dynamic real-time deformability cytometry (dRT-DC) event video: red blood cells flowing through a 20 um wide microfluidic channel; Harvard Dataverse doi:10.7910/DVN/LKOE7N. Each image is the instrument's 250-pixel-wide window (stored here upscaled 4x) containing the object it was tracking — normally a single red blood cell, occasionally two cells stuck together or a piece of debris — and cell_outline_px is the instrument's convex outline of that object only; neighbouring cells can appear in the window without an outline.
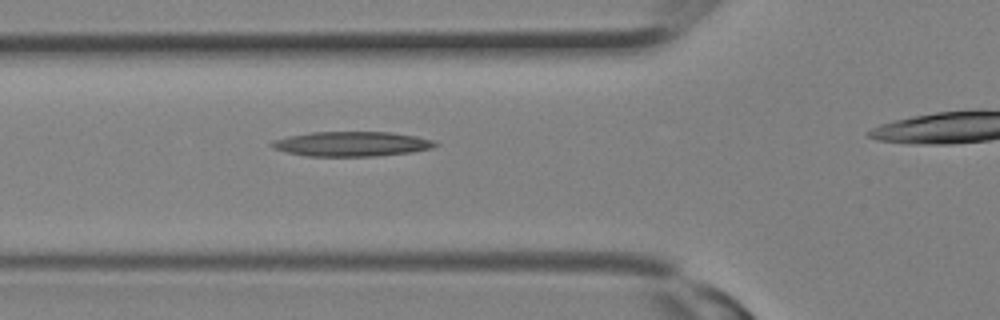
{"species": "Egyptian fruit bat (a non-hibernating species)", "species_latin": "Rousettus aegyptiacus", "temperature_condition": "room temperature", "stored_images_in_passage": 8, "segment_of_instrument_passage": [1, 2], "camera_frame_rate_fps": 3000, "um_per_image_px": 0.085, "animal": {"sex": "female"}, "frame": {"image": 1, "passage_image": 7, "time_ms": 2.0, "image_size_px": [1000, 320], "cell_outline_px": [[440, 144], [432, 148], [412, 152], [376, 156], [304, 156], [272, 148], [268, 144], [272, 140], [288, 136], [312, 132], [392, 132], [416, 136], [432, 140]], "centroid_in_image_um": [29.87, 12.23], "position_along_channel_um": 95.9, "area_um2": 23.7}}